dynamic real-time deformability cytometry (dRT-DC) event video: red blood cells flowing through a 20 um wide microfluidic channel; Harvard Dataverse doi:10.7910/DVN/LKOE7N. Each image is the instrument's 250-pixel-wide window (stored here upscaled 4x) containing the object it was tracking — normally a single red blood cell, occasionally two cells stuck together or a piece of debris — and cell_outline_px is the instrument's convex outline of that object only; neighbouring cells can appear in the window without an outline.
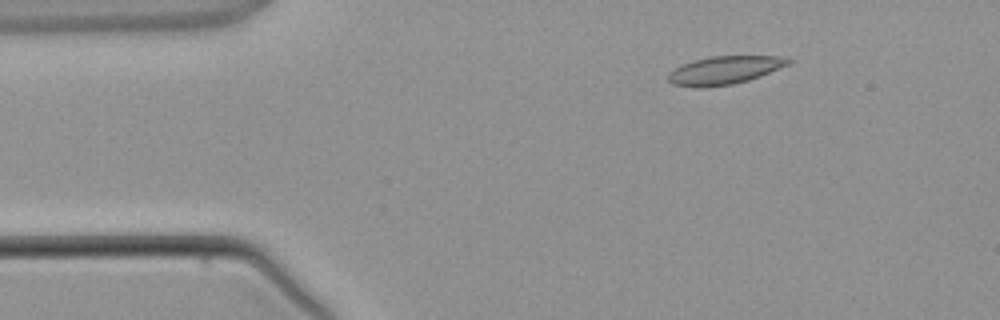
{"species": "common noctule bat (a hibernating species)", "species_latin": "Nyctalus noctula", "temperature_condition": "warm", "stored_images_in_passage": 2, "camera_frame_rate_fps": 3000, "um_per_image_px": 0.085, "animal": {"sex": "male", "body_mass_g": 21.5, "forearm_length_mm": 52.0}, "frame": {"image": 1, "passage_image": 1, "time_ms": 0.0, "image_size_px": [1000, 320], "cell_outline_px": [[792, 60], [788, 64], [760, 76], [748, 80], [732, 84], [700, 88], [696, 88], [672, 84], [668, 80], [668, 72], [680, 64], [712, 56], [776, 56]], "centroid_in_image_um": [61.5, 5.98], "position_along_channel_um": 23.5, "area_um2": 19.54}}